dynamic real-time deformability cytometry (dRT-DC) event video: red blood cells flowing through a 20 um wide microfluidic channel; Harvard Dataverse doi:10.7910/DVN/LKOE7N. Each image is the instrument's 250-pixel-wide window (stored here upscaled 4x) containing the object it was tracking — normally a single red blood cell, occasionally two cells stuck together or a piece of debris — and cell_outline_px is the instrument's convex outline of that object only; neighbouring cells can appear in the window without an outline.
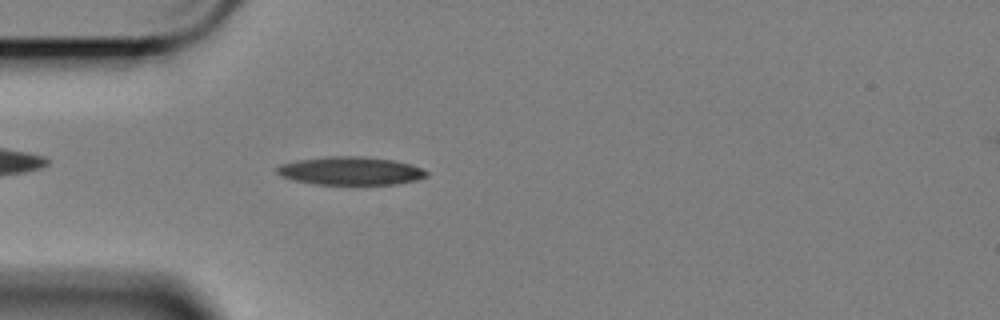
{"species": "Egyptian fruit bat (a non-hibernating species)", "species_latin": "Rousettus aegyptiacus", "temperature_condition": "cold", "stored_images_in_passage": 47, "camera_frame_rate_fps": 3000, "um_per_image_px": 0.085, "animal": {"sex": "female"}, "frame": {"image": 1, "passage_image": 5, "time_ms": 1.333, "image_size_px": [1000, 320], "cell_outline_px": [[428, 176], [416, 180], [396, 184], [316, 184], [292, 180], [280, 176], [276, 172], [276, 168], [280, 164], [296, 160], [324, 156], [360, 156], [392, 160], [412, 164], [428, 172]], "centroid_in_image_um": [29.76, 14.52], "position_along_channel_um": 55.2, "area_um2": 24.68}}
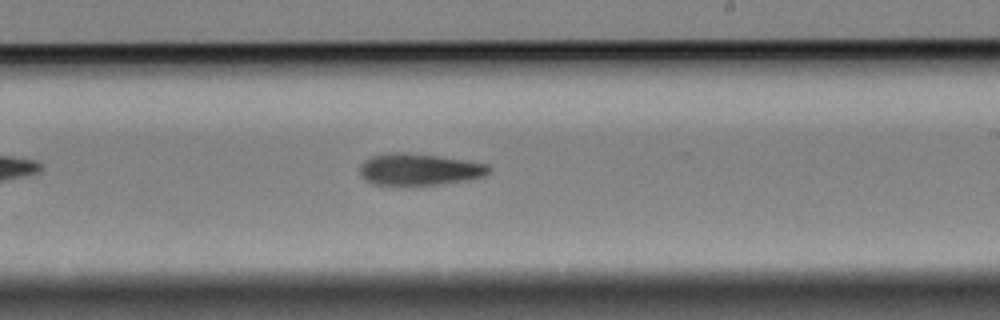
{"frame": {"image": 2, "passage_image": 23, "time_ms": 7.333, "image_size_px": [1000, 320], "cell_outline_px": [[492, 168], [484, 176], [472, 180], [416, 188], [400, 188], [372, 184], [360, 176], [360, 164], [364, 160], [372, 156], [392, 152], [404, 152], [468, 160], [488, 164]], "centroid_in_image_um": [35.62, 14.46], "position_along_channel_um": 253.4, "area_um2": 25.2}}
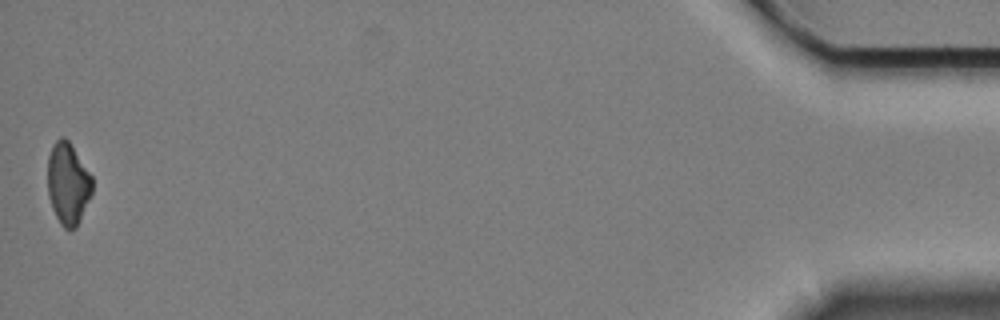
{"frame": {"image": 3, "passage_image": 47, "time_ms": 15.333, "image_size_px": [1000, 320], "cell_outline_px": [[92, 192], [80, 220], [76, 228], [64, 228], [60, 224], [52, 208], [48, 196], [48, 156], [52, 144], [60, 136], [64, 136], [68, 140], [92, 176]], "centroid_in_image_um": [5.76, 15.59], "position_along_channel_um": 429.4, "area_um2": 21.21}, "authors_computed_cell_mechanics": {"area_um2": 23.8714, "velocity_mm_per_s": 3.3801, "shape_relaxation_time_tau1_ms": 7.0466, "shape_relaxation_time_tau2_ms": null, "deformation_change_tau1": 0.1671, "deformation_change_tau2": null}}